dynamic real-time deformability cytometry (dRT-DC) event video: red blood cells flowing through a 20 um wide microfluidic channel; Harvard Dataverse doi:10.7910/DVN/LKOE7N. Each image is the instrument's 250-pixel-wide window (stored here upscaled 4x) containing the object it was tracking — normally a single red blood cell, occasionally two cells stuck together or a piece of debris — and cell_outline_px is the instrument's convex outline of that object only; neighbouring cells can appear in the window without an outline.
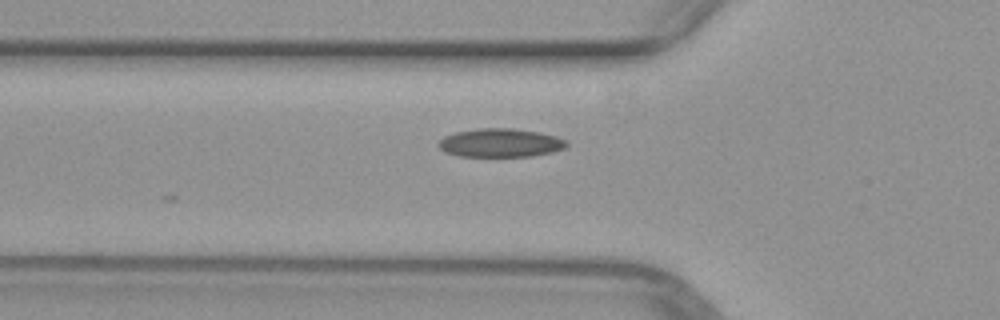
{"species": "common noctule bat (a hibernating species)", "species_latin": "Nyctalus noctula", "temperature_condition": "warm", "stored_images_in_passage": 12, "camera_frame_rate_fps": 3000, "um_per_image_px": 0.085, "animal": {"sex": "female", "body_mass_g": 29.2, "forearm_length_mm": 56.3}, "frame": {"image": 1, "passage_image": 4, "time_ms": 1.0, "image_size_px": [1000, 320], "cell_outline_px": [[568, 144], [564, 148], [552, 152], [532, 156], [460, 156], [444, 152], [436, 144], [444, 136], [456, 132], [476, 128], [512, 128], [540, 132], [556, 136], [568, 140]], "centroid_in_image_um": [42.54, 12.13], "position_along_channel_um": 83.3, "area_um2": 21.44}}
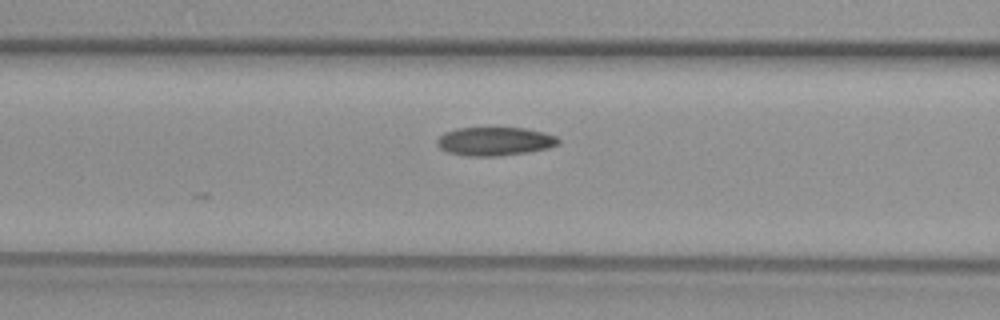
{"frame": {"image": 2, "passage_image": 7, "time_ms": 2.0, "image_size_px": [1000, 320], "cell_outline_px": [[560, 144], [548, 148], [528, 152], [500, 156], [468, 156], [448, 152], [440, 148], [436, 144], [436, 140], [444, 132], [456, 128], [524, 128], [544, 132], [556, 136], [560, 140]], "centroid_in_image_um": [42.06, 12.01], "position_along_channel_um": 124.5, "area_um2": 20.29}}
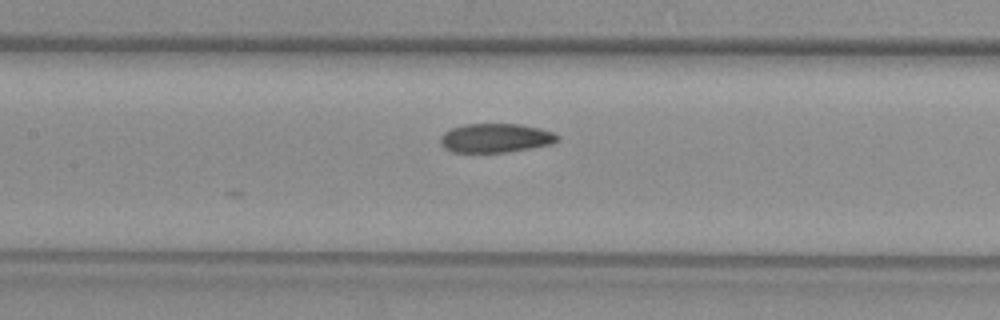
{"frame": {"image": 3, "passage_image": 10, "time_ms": 3.0, "image_size_px": [1000, 320], "cell_outline_px": [[560, 136], [556, 140], [548, 144], [528, 148], [504, 152], [452, 152], [444, 148], [440, 144], [440, 136], [444, 132], [452, 128], [464, 124], [520, 124], [540, 128], [552, 132]], "centroid_in_image_um": [42.06, 11.72], "position_along_channel_um": 165.3, "area_um2": 19.59}}